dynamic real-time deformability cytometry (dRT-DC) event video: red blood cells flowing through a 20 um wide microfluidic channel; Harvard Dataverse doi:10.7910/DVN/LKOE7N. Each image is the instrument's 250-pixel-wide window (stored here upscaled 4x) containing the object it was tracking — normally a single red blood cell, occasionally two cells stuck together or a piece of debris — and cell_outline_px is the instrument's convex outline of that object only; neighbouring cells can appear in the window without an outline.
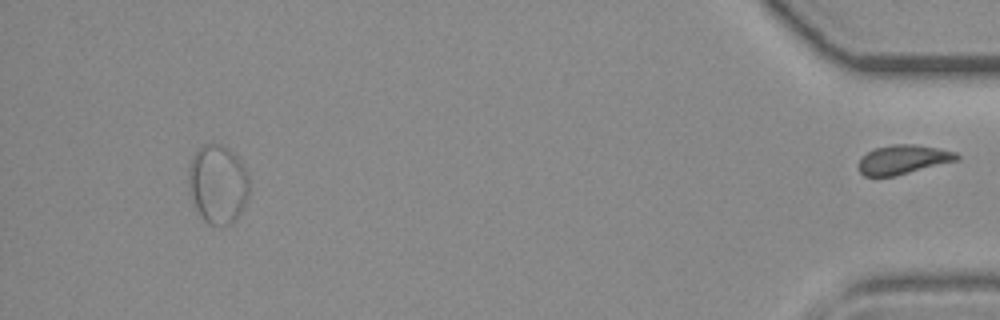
{"species": "common noctule bat (a hibernating species)", "species_latin": "Nyctalus noctula", "temperature_condition": "room temperature", "stored_images_in_passage": 37, "segment_of_instrument_passage": [2, 2], "camera_frame_rate_fps": 3000, "um_per_image_px": 0.085, "animal": {"sex": "female", "body_mass_g": 19.3, "forearm_length_mm": 54.1}, "frame": {"image": 1, "passage_image": 37, "time_ms": 12.0, "image_size_px": [1000, 320], "cell_outline_px": [[960, 160], [896, 176], [864, 176], [860, 172], [860, 160], [868, 152], [876, 148], [892, 144], [916, 144], [956, 152], [960, 156]], "centroid_in_image_um": [76.83, 13.56], "position_along_channel_um": 358.4, "area_um2": 16.65}}